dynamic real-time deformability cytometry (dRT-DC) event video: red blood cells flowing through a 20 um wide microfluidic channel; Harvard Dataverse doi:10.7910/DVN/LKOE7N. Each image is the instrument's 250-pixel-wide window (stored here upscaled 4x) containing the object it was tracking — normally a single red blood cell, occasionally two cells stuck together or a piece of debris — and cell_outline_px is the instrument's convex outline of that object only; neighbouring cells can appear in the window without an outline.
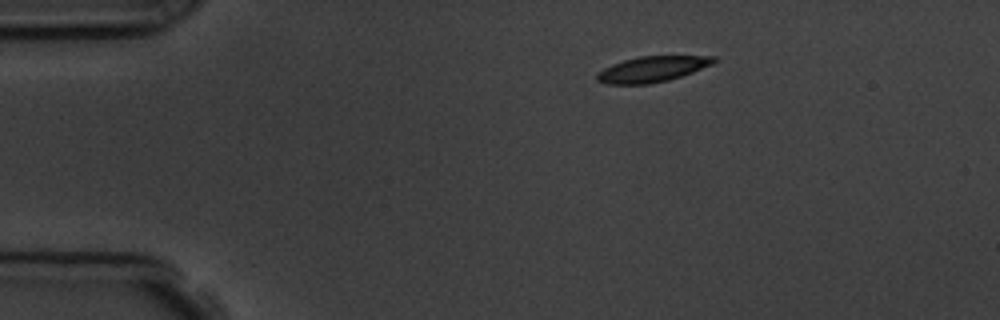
{"species": "common noctule bat (a hibernating species)", "species_latin": "Nyctalus noctula", "temperature_condition": "room temperature", "stored_images_in_passage": 9, "camera_frame_rate_fps": 3000, "um_per_image_px": 0.085, "animal": {"sex": "male", "body_mass_g": 19.5, "forearm_length_mm": 54.6}, "frame": {"image": 1, "passage_image": 1, "time_ms": 0.0, "image_size_px": [1000, 320], "cell_outline_px": [[716, 60], [712, 64], [692, 72], [668, 80], [648, 84], [604, 84], [596, 80], [596, 72], [612, 64], [624, 60], [640, 56], [716, 56]], "centroid_in_image_um": [55.39, 5.88], "position_along_channel_um": 29.6, "area_um2": 17.4}}
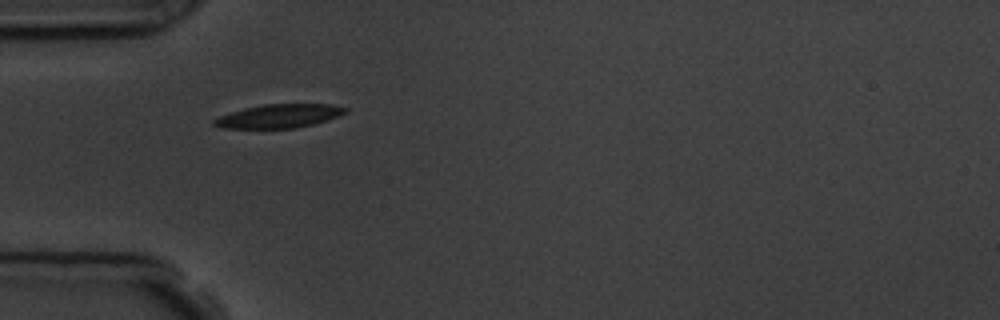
{"frame": {"image": 2, "passage_image": 3, "time_ms": 2.333, "image_size_px": [1000, 320], "cell_outline_px": [[348, 112], [312, 124], [296, 128], [224, 128], [212, 124], [212, 120], [220, 116], [244, 108], [264, 104], [332, 104], [348, 108]], "centroid_in_image_um": [23.71, 9.86], "position_along_channel_um": 61.3, "area_um2": 17.86}}
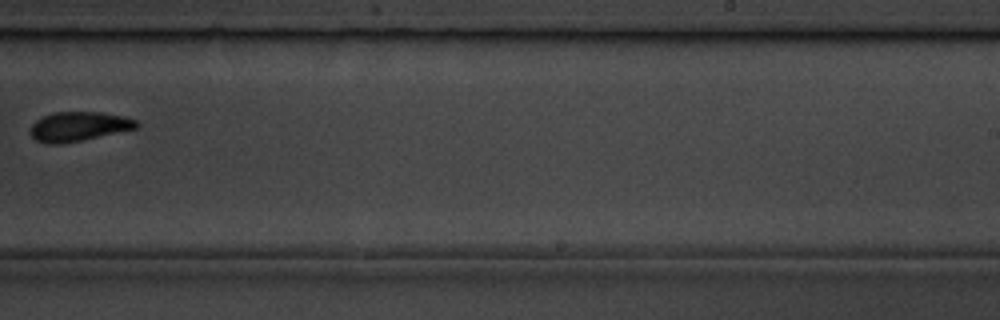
{"frame": {"image": 3, "passage_image": 8, "time_ms": 8.333, "image_size_px": [1000, 320], "cell_outline_px": [[140, 124], [136, 128], [80, 140], [60, 144], [48, 144], [36, 140], [28, 132], [32, 124], [36, 120], [52, 112], [100, 112], [124, 116], [136, 120]], "centroid_in_image_um": [6.65, 10.74], "position_along_channel_um": 282.4, "area_um2": 18.03}}